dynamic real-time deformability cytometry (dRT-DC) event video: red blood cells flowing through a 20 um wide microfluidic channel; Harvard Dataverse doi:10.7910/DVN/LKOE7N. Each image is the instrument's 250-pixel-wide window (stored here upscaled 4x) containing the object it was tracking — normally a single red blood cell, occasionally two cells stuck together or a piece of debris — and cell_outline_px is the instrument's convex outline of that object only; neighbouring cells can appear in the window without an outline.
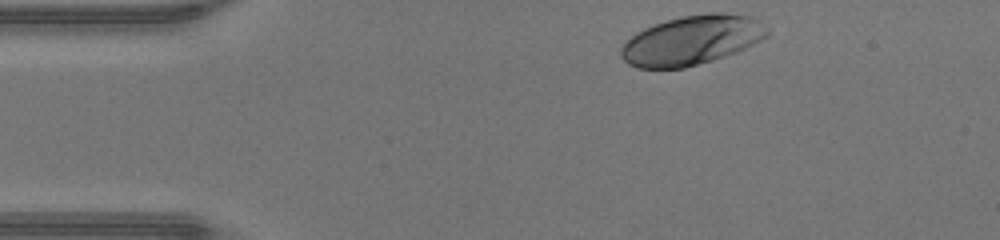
{"species": "human", "species_latin": "Homo sapiens", "temperature_condition": "warm", "stored_images_in_passage": 32, "camera_frame_rate_fps": 3000, "um_per_image_px": 0.085, "donor": {"sex": "male"}, "frame": {"image": 1, "passage_image": 1, "time_ms": 0.0, "image_size_px": [1000, 240], "cell_outline_px": [[768, 36], [736, 52], [712, 60], [684, 68], [636, 68], [628, 64], [620, 56], [620, 48], [636, 32], [644, 28], [668, 20], [684, 16], [708, 12], [724, 12], [752, 16], [768, 28]], "centroid_in_image_um": [58.8, 3.41], "position_along_channel_um": 26.2, "area_um2": 41.91}}
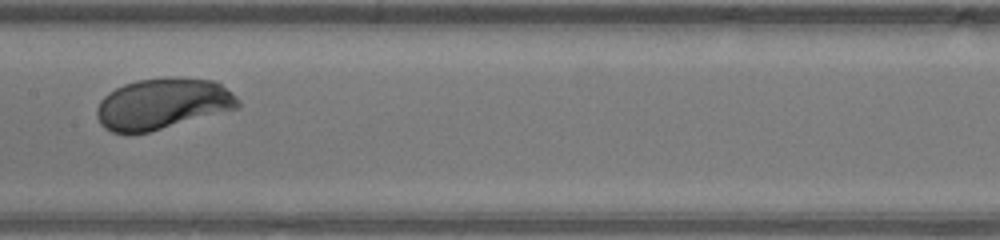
{"frame": {"image": 2, "passage_image": 17, "time_ms": 5.333, "image_size_px": [1000, 240], "cell_outline_px": [[240, 108], [148, 132], [112, 132], [104, 128], [100, 124], [96, 116], [96, 108], [100, 100], [108, 92], [124, 84], [136, 80], [168, 76], [172, 76], [216, 80], [232, 92], [240, 100]], "centroid_in_image_um": [13.84, 8.79], "position_along_channel_um": 193.6, "area_um2": 42.37}}
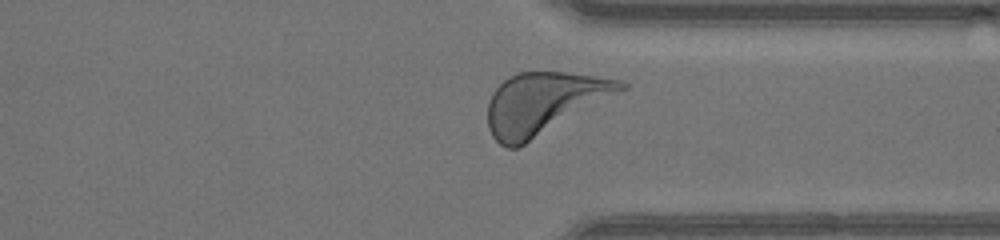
{"frame": {"image": 3, "passage_image": 29, "time_ms": 9.333, "image_size_px": [1000, 240], "cell_outline_px": [[628, 88], [524, 144], [516, 148], [508, 148], [500, 144], [492, 136], [488, 128], [488, 100], [492, 92], [508, 76], [520, 72], [564, 72], [620, 80], [628, 84]], "centroid_in_image_um": [46.18, 8.77], "position_along_channel_um": 365.2, "area_um2": 47.22}, "authors_computed_cell_mechanics": {"area_um2": 41.5582, "velocity_mm_per_s": 4.3281, "shape_relaxation_time_tau1_ms": 1.5367, "shape_relaxation_time_tau2_ms": null, "deformation_change_tau1": 0.1446, "deformation_change_tau2": null}}